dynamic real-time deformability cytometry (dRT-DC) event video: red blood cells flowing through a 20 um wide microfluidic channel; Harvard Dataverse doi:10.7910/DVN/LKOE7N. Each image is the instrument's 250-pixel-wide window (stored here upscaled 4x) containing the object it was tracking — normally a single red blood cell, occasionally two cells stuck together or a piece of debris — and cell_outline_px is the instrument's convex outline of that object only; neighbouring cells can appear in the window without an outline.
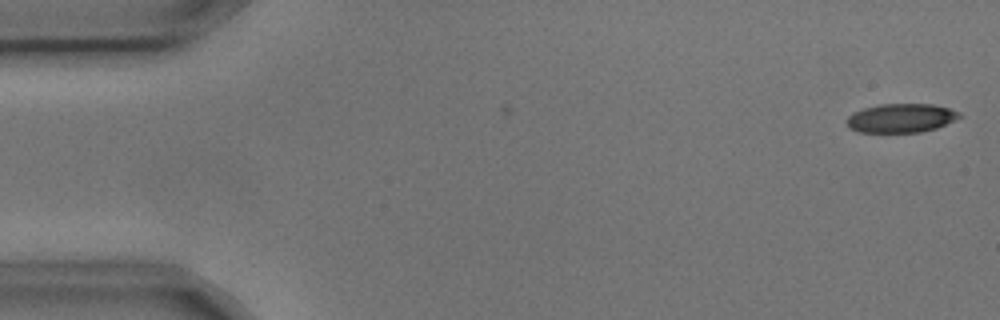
{"species": "common noctule bat (a hibernating species)", "species_latin": "Nyctalus noctula", "temperature_condition": "cold", "stored_images_in_passage": 2, "camera_frame_rate_fps": 3000, "um_per_image_px": 0.085, "animal": {"sex": "male", "body_mass_g": 17.9, "forearm_length_mm": 54.2}, "frame": {"image": 1, "passage_image": 2, "time_ms": 0.333, "image_size_px": [1000, 320], "cell_outline_px": [[964, 116], [936, 128], [920, 132], [860, 132], [848, 128], [844, 120], [852, 112], [864, 108], [880, 104], [932, 104], [948, 108], [960, 112]], "centroid_in_image_um": [76.56, 10.03], "position_along_channel_um": 8.4, "area_um2": 19.13}}